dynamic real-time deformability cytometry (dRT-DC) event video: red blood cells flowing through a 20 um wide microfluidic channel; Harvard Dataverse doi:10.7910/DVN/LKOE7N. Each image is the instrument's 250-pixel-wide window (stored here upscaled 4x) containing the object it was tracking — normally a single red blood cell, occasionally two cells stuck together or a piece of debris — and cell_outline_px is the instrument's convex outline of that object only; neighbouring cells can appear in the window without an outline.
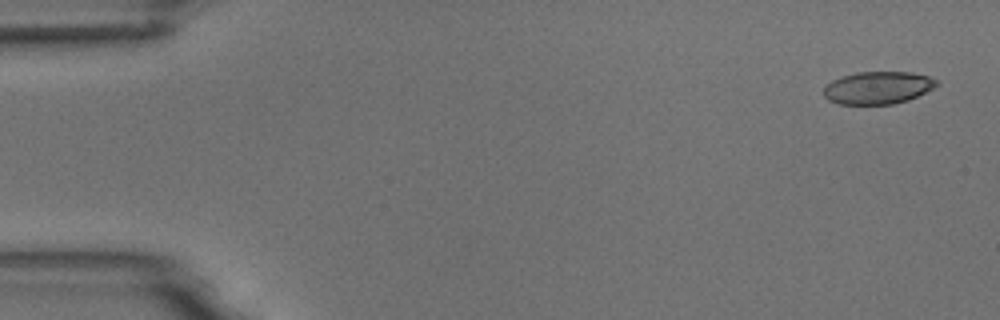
{"species": "common noctule bat (a hibernating species)", "species_latin": "Nyctalus noctula", "temperature_condition": "room temperature", "stored_images_in_passage": 4, "camera_frame_rate_fps": 3000, "um_per_image_px": 0.085, "animal": {"sex": "male", "body_mass_g": 18.8}, "frame": {"image": 1, "passage_image": 1, "time_ms": 0.0, "image_size_px": [1000, 320], "cell_outline_px": [[940, 84], [908, 100], [892, 104], [840, 104], [828, 100], [824, 96], [824, 88], [832, 80], [840, 76], [856, 72], [908, 72], [928, 76], [936, 80]], "centroid_in_image_um": [74.59, 7.45], "position_along_channel_um": 10.4, "area_um2": 21.27}}
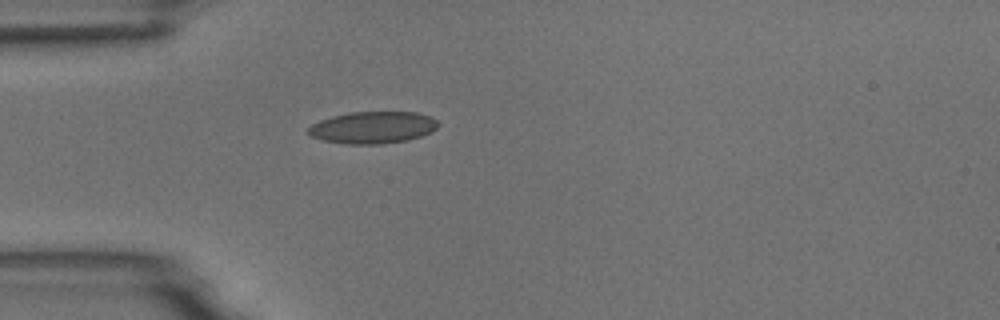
{"frame": {"image": 2, "passage_image": 4, "time_ms": 4.333, "image_size_px": [1000, 320], "cell_outline_px": [[440, 124], [436, 128], [420, 136], [408, 140], [380, 144], [344, 144], [324, 140], [312, 136], [308, 132], [308, 128], [312, 124], [320, 120], [332, 116], [352, 112], [416, 112], [432, 116]], "centroid_in_image_um": [31.7, 10.83], "position_along_channel_um": 53.3, "area_um2": 24.1}}